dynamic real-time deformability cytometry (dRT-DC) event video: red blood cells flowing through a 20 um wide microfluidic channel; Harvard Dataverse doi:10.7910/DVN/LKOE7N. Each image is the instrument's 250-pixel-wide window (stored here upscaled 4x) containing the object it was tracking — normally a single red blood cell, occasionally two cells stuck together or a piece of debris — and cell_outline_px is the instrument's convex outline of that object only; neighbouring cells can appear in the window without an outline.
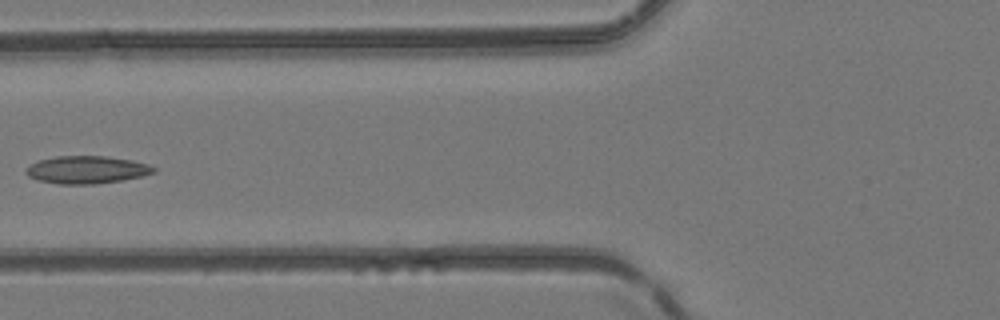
{"species": "common noctule bat (a hibernating species)", "species_latin": "Nyctalus noctula", "temperature_condition": "room temperature", "stored_images_in_passage": 6, "camera_frame_rate_fps": 3000, "um_per_image_px": 0.085, "animal": {"sex": "female", "body_mass_g": 24.6, "forearm_length_mm": 56.2}, "frame": {"image": 1, "passage_image": 6, "time_ms": 5.667, "image_size_px": [1000, 320], "cell_outline_px": [[156, 172], [140, 176], [120, 180], [96, 184], [60, 184], [36, 180], [28, 176], [24, 172], [32, 164], [40, 160], [56, 156], [104, 156], [132, 160], [148, 164], [156, 168]], "centroid_in_image_um": [7.37, 14.43], "position_along_channel_um": 118.4, "area_um2": 20.4}}